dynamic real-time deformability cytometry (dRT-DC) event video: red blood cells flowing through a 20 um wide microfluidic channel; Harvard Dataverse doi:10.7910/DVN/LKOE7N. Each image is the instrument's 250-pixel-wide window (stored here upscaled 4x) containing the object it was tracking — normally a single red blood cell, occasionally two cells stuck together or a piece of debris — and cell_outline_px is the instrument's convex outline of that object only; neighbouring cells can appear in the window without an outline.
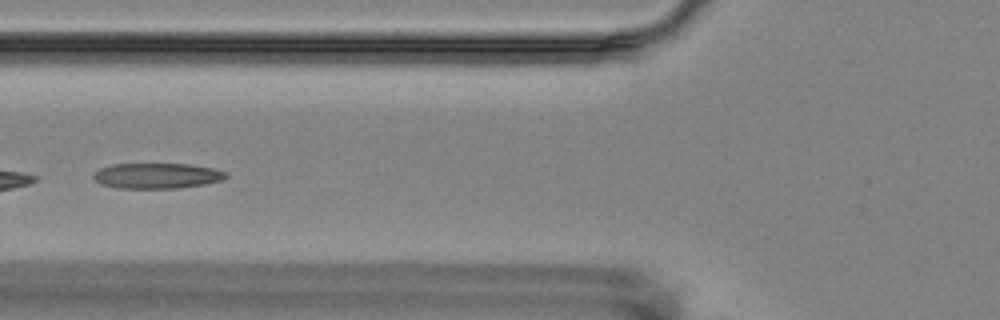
{"species": "Egyptian fruit bat (a non-hibernating species)", "species_latin": "Rousettus aegyptiacus", "temperature_condition": "room temperature", "stored_images_in_passage": 12, "camera_frame_rate_fps": 3000, "um_per_image_px": 0.085, "animal": {"sex": "female"}, "frame": {"image": 1, "passage_image": 6, "time_ms": 6.0, "image_size_px": [1000, 320], "cell_outline_px": [[228, 176], [220, 180], [204, 184], [180, 188], [116, 188], [100, 184], [92, 176], [100, 168], [112, 164], [188, 164], [212, 168], [228, 172]], "centroid_in_image_um": [13.33, 14.94], "position_along_channel_um": 112.5, "area_um2": 19.59}}
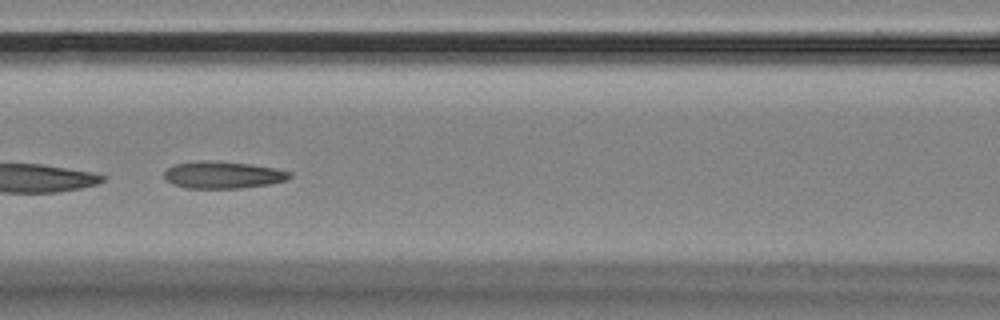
{"frame": {"image": 2, "passage_image": 7, "time_ms": 7.0, "image_size_px": [1000, 320], "cell_outline_px": [[292, 176], [288, 180], [268, 184], [240, 188], [188, 188], [172, 184], [164, 180], [164, 172], [172, 164], [196, 160], [208, 160], [248, 164], [276, 168], [292, 172]], "centroid_in_image_um": [18.91, 14.86], "position_along_channel_um": 147.7, "area_um2": 20.0}}
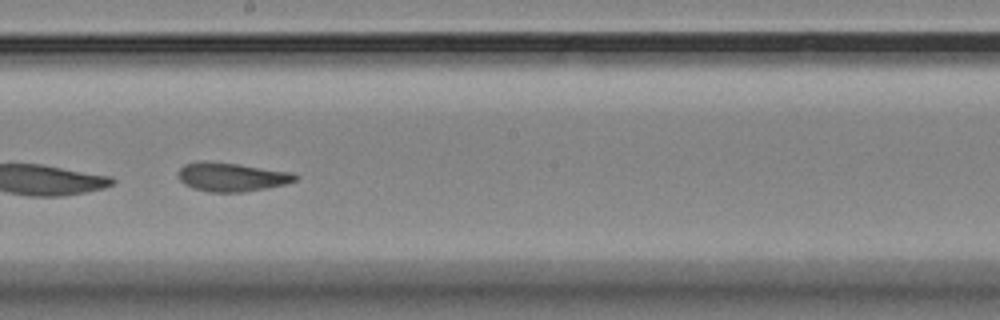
{"frame": {"image": 3, "passage_image": 9, "time_ms": 9.333, "image_size_px": [1000, 320], "cell_outline_px": [[300, 176], [296, 180], [288, 184], [268, 188], [244, 192], [208, 192], [192, 188], [184, 184], [180, 180], [176, 172], [184, 164], [200, 160], [240, 164], [292, 172]], "centroid_in_image_um": [19.69, 15.04], "position_along_channel_um": 228.5, "area_um2": 20.06}}